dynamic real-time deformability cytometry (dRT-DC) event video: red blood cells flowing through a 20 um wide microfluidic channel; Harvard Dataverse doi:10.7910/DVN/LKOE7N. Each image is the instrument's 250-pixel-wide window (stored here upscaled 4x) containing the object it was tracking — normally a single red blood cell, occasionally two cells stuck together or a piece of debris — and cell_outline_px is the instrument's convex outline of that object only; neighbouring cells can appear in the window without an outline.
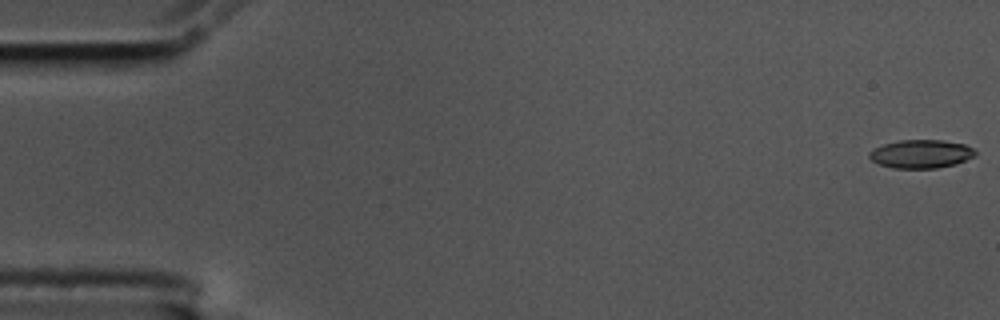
{"species": "common noctule bat (a hibernating species)", "species_latin": "Nyctalus noctula", "temperature_condition": "cold", "stored_images_in_passage": 57, "camera_frame_rate_fps": 3000, "um_per_image_px": 0.085, "animal": {"sex": "male", "body_mass_g": 17.5, "forearm_length_mm": 52.3}, "frame": {"image": 1, "passage_image": 1, "time_ms": 0.0, "image_size_px": [1000, 320], "cell_outline_px": [[976, 152], [972, 156], [956, 164], [936, 168], [892, 168], [880, 164], [872, 160], [868, 156], [868, 152], [884, 144], [900, 140], [944, 140], [964, 144], [972, 148]], "centroid_in_image_um": [78.27, 13.08], "position_along_channel_um": 6.7, "area_um2": 17.34}}
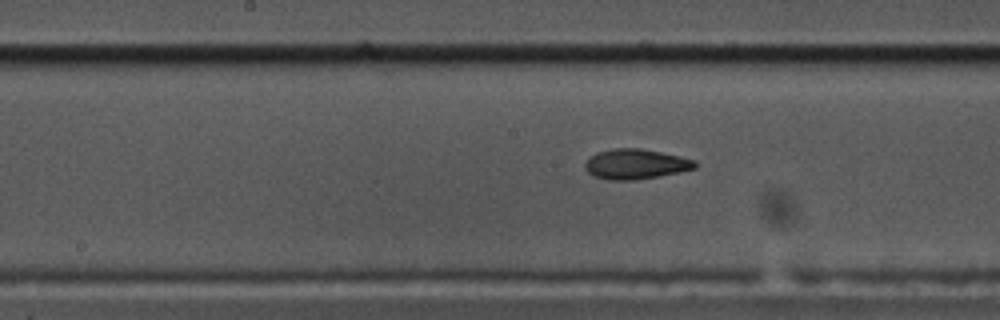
{"frame": {"image": 2, "passage_image": 29, "time_ms": 9.333, "image_size_px": [1000, 320], "cell_outline_px": [[696, 168], [656, 176], [632, 180], [608, 180], [592, 176], [584, 168], [584, 164], [596, 152], [612, 148], [640, 148], [680, 156], [696, 160]], "centroid_in_image_um": [53.99, 13.94], "position_along_channel_um": 194.2, "area_um2": 19.13}}
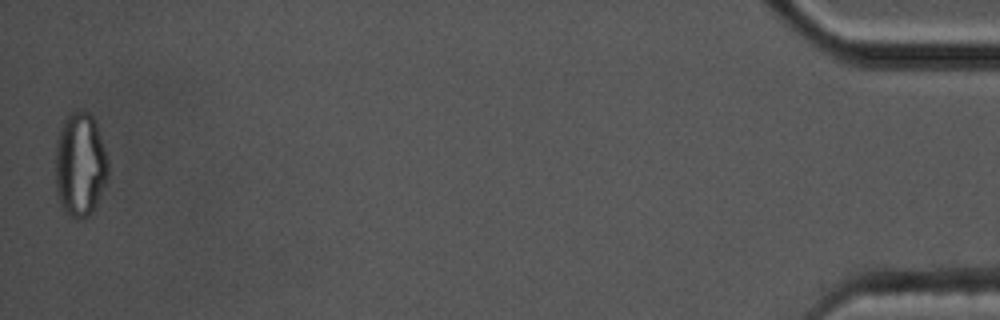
{"frame": {"image": 3, "passage_image": 57, "time_ms": 18.667, "image_size_px": [1000, 320], "cell_outline_px": [[108, 176], [96, 204], [92, 212], [88, 216], [80, 220], [76, 220], [60, 204], [56, 188], [56, 140], [64, 120], [72, 112], [88, 112], [92, 116], [96, 124], [108, 160]], "centroid_in_image_um": [6.81, 14.02], "position_along_channel_um": 428.4, "area_um2": 31.56}, "authors_computed_cell_mechanics": {"area_um2": 18.785, "velocity_mm_per_s": 3.5196, "shape_relaxation_time_tau1_ms": 5.8836, "shape_relaxation_time_tau2_ms": 2.6899, "deformation_change_tau1": 0.1915, "deformation_change_tau2": 0.095}}